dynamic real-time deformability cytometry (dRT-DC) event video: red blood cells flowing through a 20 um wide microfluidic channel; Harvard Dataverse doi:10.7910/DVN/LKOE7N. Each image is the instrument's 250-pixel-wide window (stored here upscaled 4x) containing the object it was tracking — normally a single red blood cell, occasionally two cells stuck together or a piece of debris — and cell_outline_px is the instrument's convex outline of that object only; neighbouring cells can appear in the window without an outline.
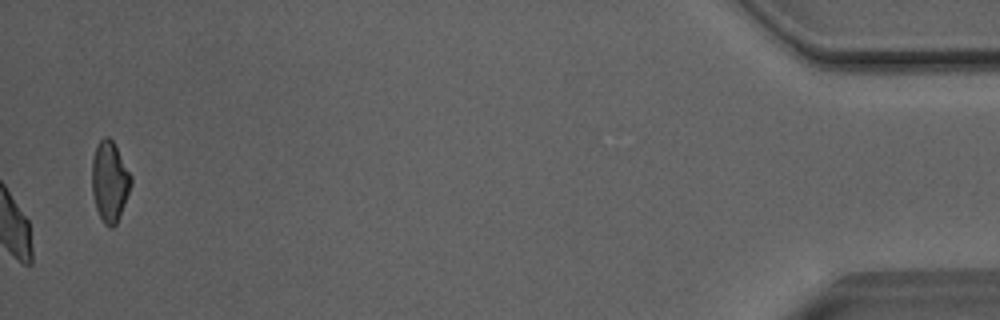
{"species": "Egyptian fruit bat (a non-hibernating species)", "species_latin": "Rousettus aegyptiacus", "temperature_condition": "room temperature", "stored_images_in_passage": 50, "camera_frame_rate_fps": 3000, "um_per_image_px": 0.085, "animal": {"sex": "male"}, "frame": {"image": 1, "passage_image": 50, "time_ms": 16.333, "image_size_px": [1000, 320], "cell_outline_px": [[132, 184], [116, 224], [112, 228], [108, 228], [104, 224], [96, 208], [92, 192], [92, 160], [96, 144], [104, 136], [108, 136], [112, 140], [132, 176]], "centroid_in_image_um": [9.31, 15.42], "position_along_channel_um": 425.9, "area_um2": 18.26}, "authors_computed_cell_mechanics": {"area_um2": 19.7387, "velocity_mm_per_s": 4.0296, "shape_relaxation_time_tau1_ms": 5.3178, "shape_relaxation_time_tau2_ms": 1.1165, "deformation_change_tau1": 0.103, "deformation_change_tau2": 0.055}}